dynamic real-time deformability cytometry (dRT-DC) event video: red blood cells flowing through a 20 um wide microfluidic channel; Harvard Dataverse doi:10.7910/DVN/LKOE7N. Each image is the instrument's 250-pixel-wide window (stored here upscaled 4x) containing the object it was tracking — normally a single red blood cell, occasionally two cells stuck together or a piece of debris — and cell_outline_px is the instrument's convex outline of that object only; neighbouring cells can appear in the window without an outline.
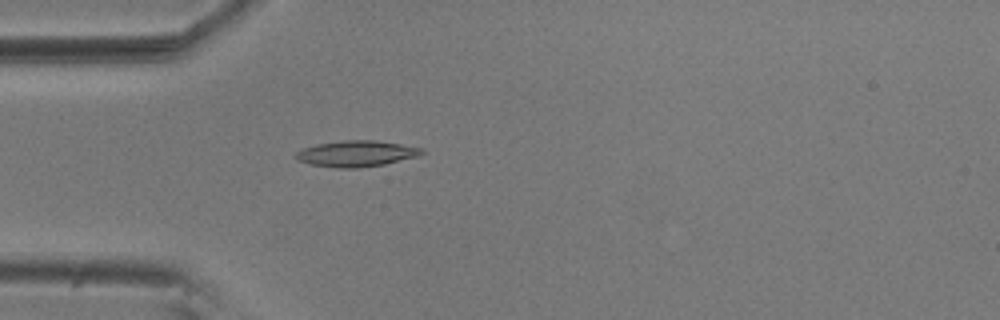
{"species": "common noctule bat (a hibernating species)", "species_latin": "Nyctalus noctula", "temperature_condition": "room temperature", "stored_images_in_passage": 55, "camera_frame_rate_fps": 3000, "um_per_image_px": 0.085, "animal": {"sex": "male", "body_mass_g": 20.5, "forearm_length_mm": 52.5}, "frame": {"image": 1, "passage_image": 16, "time_ms": 5.0, "image_size_px": [1000, 320], "cell_outline_px": [[424, 152], [416, 156], [384, 164], [356, 168], [336, 168], [308, 164], [296, 160], [296, 152], [304, 148], [316, 144], [344, 140], [372, 140], [400, 144], [424, 148]], "centroid_in_image_um": [30.25, 13.06], "position_along_channel_um": 54.8, "area_um2": 18.96}}
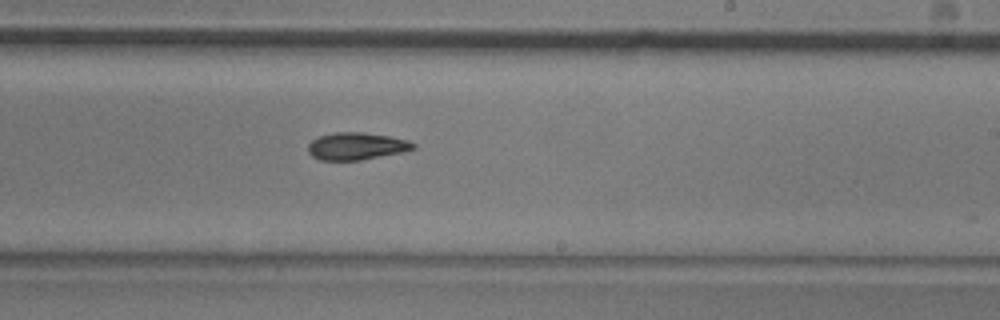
{"frame": {"image": 2, "passage_image": 33, "time_ms": 10.667, "image_size_px": [1000, 320], "cell_outline_px": [[416, 148], [400, 152], [360, 160], [320, 160], [312, 156], [308, 152], [308, 144], [316, 136], [336, 132], [364, 132], [388, 136], [408, 140], [416, 144]], "centroid_in_image_um": [30.26, 12.41], "position_along_channel_um": 258.7, "area_um2": 16.7}}
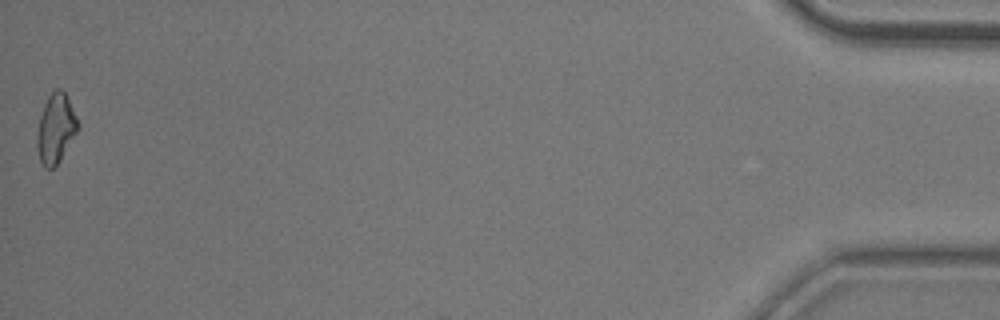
{"frame": {"image": 3, "passage_image": 55, "time_ms": 18.0, "image_size_px": [1000, 320], "cell_outline_px": [[80, 124], [76, 132], [60, 160], [52, 168], [44, 168], [40, 160], [36, 144], [36, 140], [40, 116], [44, 104], [48, 96], [56, 88], [60, 88], [64, 92]], "centroid_in_image_um": [4.72, 10.92], "position_along_channel_um": 430.5, "area_um2": 16.18}, "authors_computed_cell_mechanics": {"area_um2": 16.8776, "velocity_mm_per_s": 3.6781, "shape_relaxation_time_tau1_ms": 7.0688, "shape_relaxation_time_tau2_ms": 10.5057, "deformation_change_tau1": 0.1588, "deformation_change_tau2": 0.1815}}